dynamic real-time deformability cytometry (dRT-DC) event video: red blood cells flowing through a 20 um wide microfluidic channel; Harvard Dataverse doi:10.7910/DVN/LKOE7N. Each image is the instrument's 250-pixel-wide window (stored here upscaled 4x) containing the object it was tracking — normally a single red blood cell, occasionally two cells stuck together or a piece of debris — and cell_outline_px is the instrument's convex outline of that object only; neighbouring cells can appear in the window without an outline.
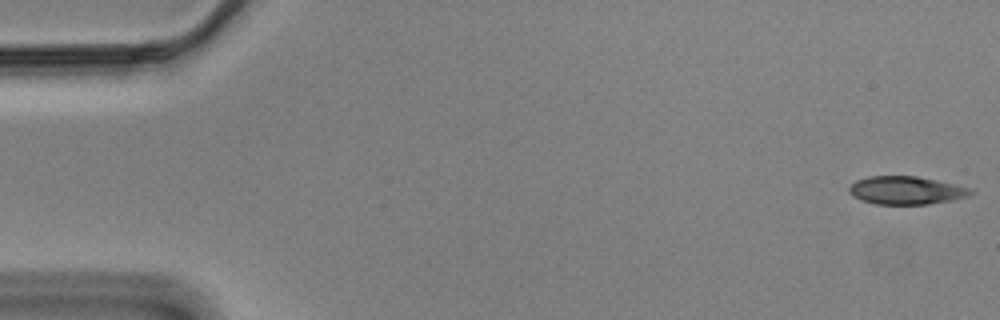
{"species": "Egyptian fruit bat (a non-hibernating species)", "species_latin": "Rousettus aegyptiacus", "temperature_condition": "cold", "stored_images_in_passage": 55, "camera_frame_rate_fps": 3000, "um_per_image_px": 0.085, "animal": {"sex": "male"}, "frame": {"image": 1, "passage_image": 1, "time_ms": 0.0, "image_size_px": [1000, 320], "cell_outline_px": [[976, 192], [972, 196], [952, 200], [928, 204], [876, 204], [860, 200], [852, 196], [848, 192], [848, 188], [856, 180], [868, 176], [916, 176], [936, 180], [968, 188]], "centroid_in_image_um": [77.01, 16.18], "position_along_channel_um": 8.0, "area_um2": 19.94}}
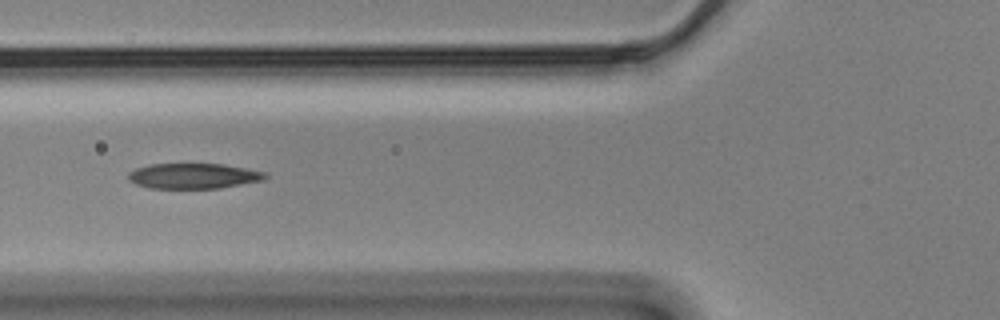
{"frame": {"image": 2, "passage_image": 21, "time_ms": 6.667, "image_size_px": [1000, 320], "cell_outline_px": [[268, 176], [264, 180], [220, 188], [148, 188], [136, 184], [128, 180], [128, 172], [136, 168], [148, 164], [224, 164], [248, 168], [264, 172]], "centroid_in_image_um": [16.44, 14.95], "position_along_channel_um": 109.4, "area_um2": 20.35}}
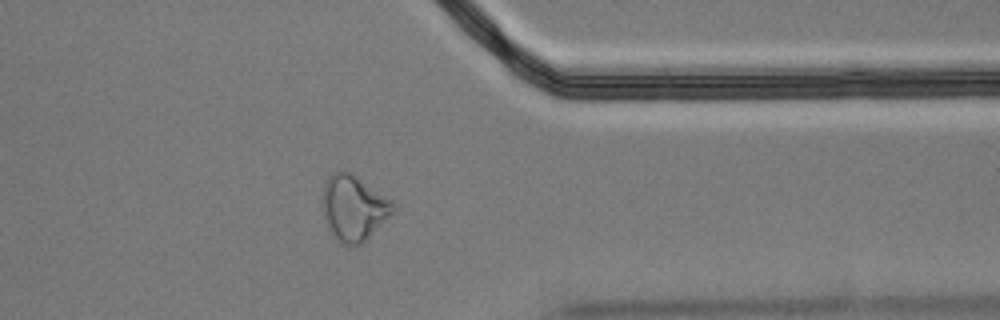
{"frame": {"image": 3, "passage_image": 45, "time_ms": 14.667, "image_size_px": [1000, 320], "cell_outline_px": [[396, 208], [364, 244], [348, 248], [340, 244], [336, 240], [324, 216], [324, 180], [332, 172], [348, 172], [356, 176], [392, 200]], "centroid_in_image_um": [30.08, 17.73], "position_along_channel_um": 381.3, "area_um2": 26.76}, "authors_computed_cell_mechanics": {"area_um2": 20.9814, "velocity_mm_per_s": 3.5045, "shape_relaxation_time_tau1_ms": null, "shape_relaxation_time_tau2_ms": 6.6847, "deformation_change_tau1": null, "deformation_change_tau2": 0.1735}}